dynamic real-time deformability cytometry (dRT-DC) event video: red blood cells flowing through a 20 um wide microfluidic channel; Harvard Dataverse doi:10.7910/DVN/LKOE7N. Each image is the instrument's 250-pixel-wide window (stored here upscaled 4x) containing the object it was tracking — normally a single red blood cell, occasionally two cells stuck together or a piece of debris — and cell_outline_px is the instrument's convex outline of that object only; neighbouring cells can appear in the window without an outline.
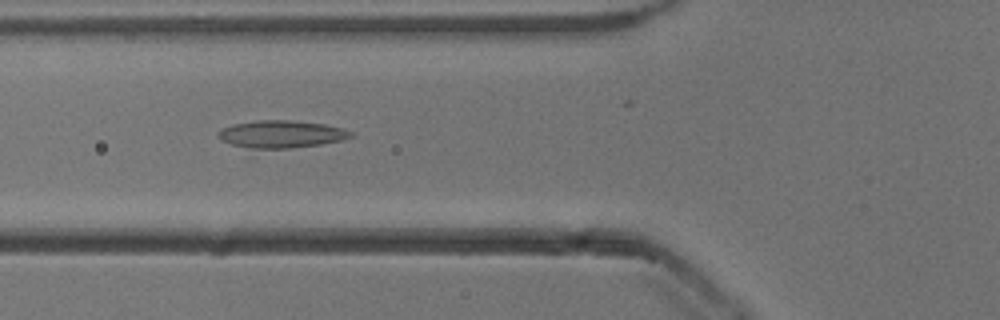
{"species": "common noctule bat (a hibernating species)", "species_latin": "Nyctalus noctula", "temperature_condition": "cold", "stored_images_in_passage": 21, "camera_frame_rate_fps": 3000, "um_per_image_px": 0.085, "animal": {"sex": "male", "body_mass_g": 13.3}, "frame": {"image": 1, "passage_image": 9, "time_ms": 2.667, "image_size_px": [1000, 320], "cell_outline_px": [[356, 136], [344, 140], [320, 144], [292, 148], [252, 148], [232, 144], [224, 140], [220, 136], [220, 128], [232, 124], [256, 120], [288, 120], [324, 124], [344, 128], [352, 132]], "centroid_in_image_um": [23.99, 11.39], "position_along_channel_um": 101.8, "area_um2": 21.04}}
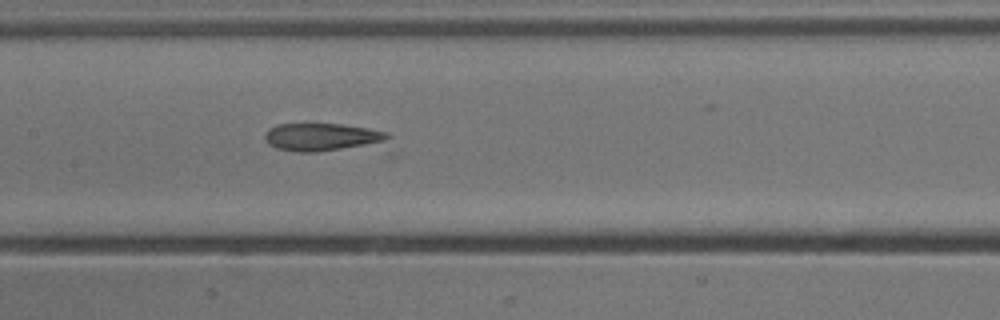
{"frame": {"image": 2, "passage_image": 15, "time_ms": 4.667, "image_size_px": [1000, 320], "cell_outline_px": [[392, 136], [384, 144], [316, 152], [296, 152], [276, 148], [268, 144], [264, 136], [264, 132], [268, 128], [276, 124], [340, 124], [368, 128], [388, 132]], "centroid_in_image_um": [27.42, 11.66], "position_along_channel_um": 180.0, "area_um2": 20.4}}
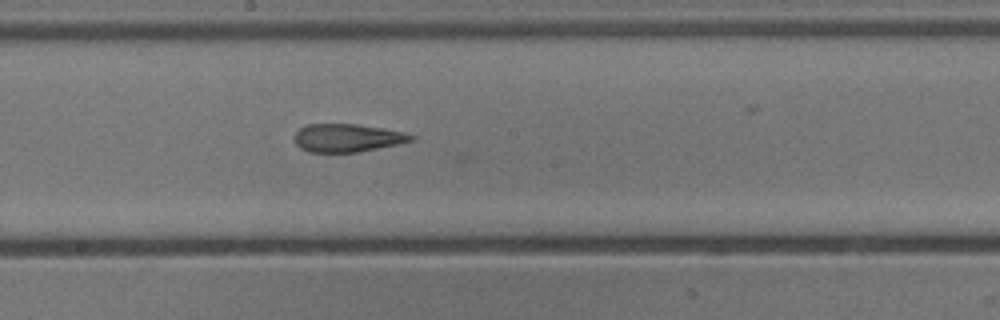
{"frame": {"image": 3, "passage_image": 18, "time_ms": 5.667, "image_size_px": [1000, 320], "cell_outline_px": [[416, 140], [356, 152], [308, 152], [300, 148], [296, 144], [296, 132], [300, 128], [308, 124], [356, 124], [384, 128], [404, 132], [416, 136]], "centroid_in_image_um": [29.54, 11.71], "position_along_channel_um": 218.7, "area_um2": 18.96}}